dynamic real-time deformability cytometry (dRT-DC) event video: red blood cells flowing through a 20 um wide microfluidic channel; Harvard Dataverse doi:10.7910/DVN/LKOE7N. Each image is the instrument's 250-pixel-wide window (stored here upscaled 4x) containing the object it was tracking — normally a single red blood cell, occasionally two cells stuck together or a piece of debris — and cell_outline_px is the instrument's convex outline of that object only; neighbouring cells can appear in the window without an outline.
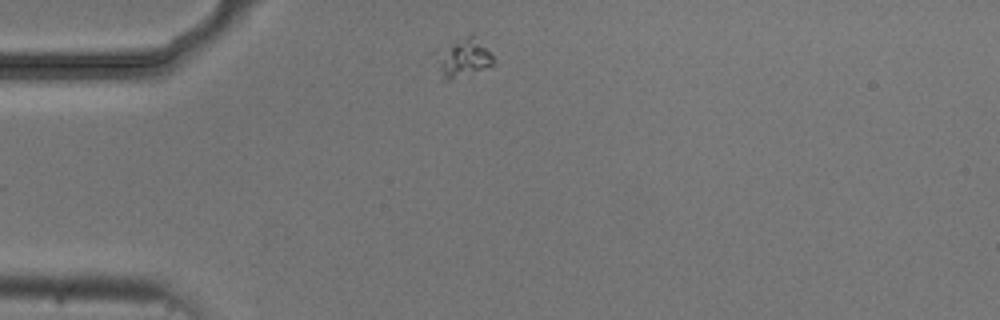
{"species": "common noctule bat (a hibernating species)", "species_latin": "Nyctalus noctula", "temperature_condition": "cold", "stored_images_in_passage": 4, "camera_frame_rate_fps": 3000, "um_per_image_px": 0.085, "animal": {"sex": "male", "body_mass_g": 20.5, "forearm_length_mm": 52.5}, "frame": {"image": 1, "passage_image": 1, "time_ms": 0.0, "image_size_px": [1000, 320], "cell_outline_px": [[496, 64], [448, 80], [444, 80], [432, 52], [436, 48], [472, 32], [492, 56]], "centroid_in_image_um": [39.29, 4.84], "position_along_channel_um": 45.7, "area_um2": 13.06}}
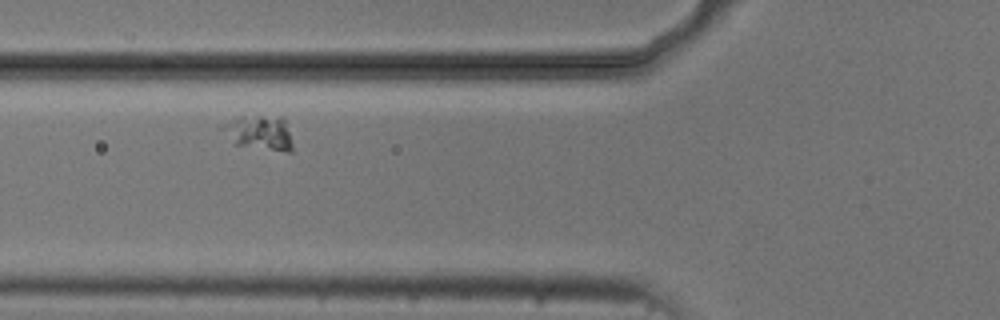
{"frame": {"image": 2, "passage_image": 3, "time_ms": 2.333, "image_size_px": [1000, 320], "cell_outline_px": [[292, 152], [288, 152], [236, 144], [216, 128], [220, 124], [240, 116], [284, 116], [292, 144]], "centroid_in_image_um": [21.99, 11.24], "position_along_channel_um": 103.8, "area_um2": 14.28}}
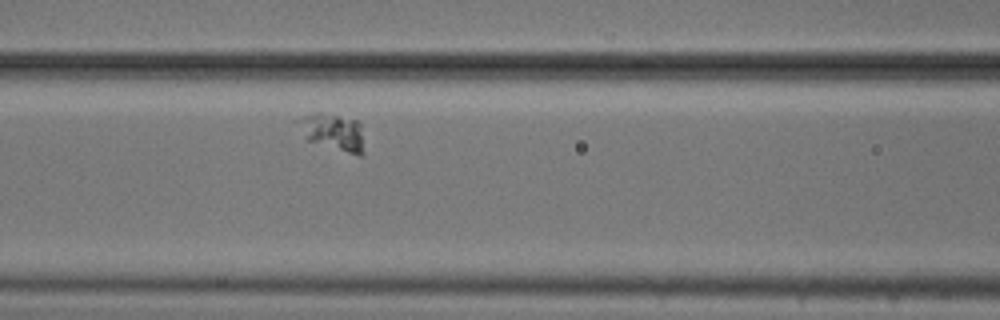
{"frame": {"image": 3, "passage_image": 4, "time_ms": 3.333, "image_size_px": [1000, 320], "cell_outline_px": [[364, 156], [360, 156], [308, 140], [292, 120], [300, 116], [316, 112], [320, 112], [360, 120], [364, 152]], "centroid_in_image_um": [28.27, 11.18], "position_along_channel_um": 138.3, "area_um2": 14.45}}